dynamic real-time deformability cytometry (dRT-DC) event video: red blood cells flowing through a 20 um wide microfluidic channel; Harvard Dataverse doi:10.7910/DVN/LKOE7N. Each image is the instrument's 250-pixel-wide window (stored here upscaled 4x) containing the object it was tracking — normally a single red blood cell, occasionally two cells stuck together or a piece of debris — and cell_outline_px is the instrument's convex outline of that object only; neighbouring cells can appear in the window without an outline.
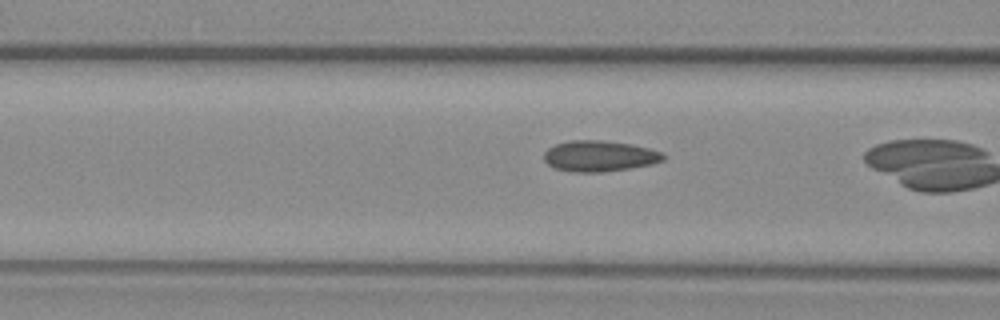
{"species": "common noctule bat (a hibernating species)", "species_latin": "Nyctalus noctula", "temperature_condition": "warm", "stored_images_in_passage": 22, "camera_frame_rate_fps": 3000, "um_per_image_px": 0.085, "animal": {"sex": "female", "body_mass_g": 29.2, "forearm_length_mm": 56.3}, "frame": {"image": 1, "passage_image": 19, "time_ms": 6.0, "image_size_px": [1000, 320], "cell_outline_px": [[664, 160], [652, 164], [628, 168], [600, 172], [572, 172], [556, 168], [548, 164], [544, 160], [544, 152], [548, 148], [556, 144], [568, 140], [604, 140], [632, 144], [664, 152]], "centroid_in_image_um": [50.95, 13.25], "position_along_channel_um": 115.6, "area_um2": 21.5}}